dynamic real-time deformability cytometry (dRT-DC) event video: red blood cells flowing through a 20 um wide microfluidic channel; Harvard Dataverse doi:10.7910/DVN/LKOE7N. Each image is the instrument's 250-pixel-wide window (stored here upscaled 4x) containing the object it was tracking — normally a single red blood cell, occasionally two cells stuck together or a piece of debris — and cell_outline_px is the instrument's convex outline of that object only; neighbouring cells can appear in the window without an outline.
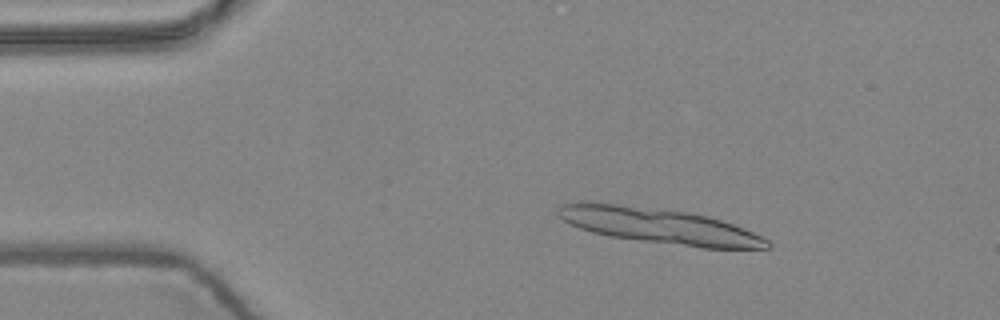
{"species": "common noctule bat (a hibernating species)", "species_latin": "Nyctalus noctula", "temperature_condition": "warm", "stored_images_in_passage": 4, "camera_frame_rate_fps": 3000, "um_per_image_px": 0.085, "animal": {"sex": "female", "body_mass_g": 24.6, "forearm_length_mm": 56.2}, "frame": {"image": 1, "passage_image": 2, "time_ms": 0.333, "image_size_px": [1000, 320], "cell_outline_px": [[772, 248], [700, 248], [608, 236], [592, 232], [580, 228], [564, 220], [556, 212], [556, 208], [560, 204], [616, 204], [688, 212], [708, 216], [732, 224], [764, 236], [772, 244]], "centroid_in_image_um": [56.13, 19.23], "position_along_channel_um": 28.9, "area_um2": 42.43}}